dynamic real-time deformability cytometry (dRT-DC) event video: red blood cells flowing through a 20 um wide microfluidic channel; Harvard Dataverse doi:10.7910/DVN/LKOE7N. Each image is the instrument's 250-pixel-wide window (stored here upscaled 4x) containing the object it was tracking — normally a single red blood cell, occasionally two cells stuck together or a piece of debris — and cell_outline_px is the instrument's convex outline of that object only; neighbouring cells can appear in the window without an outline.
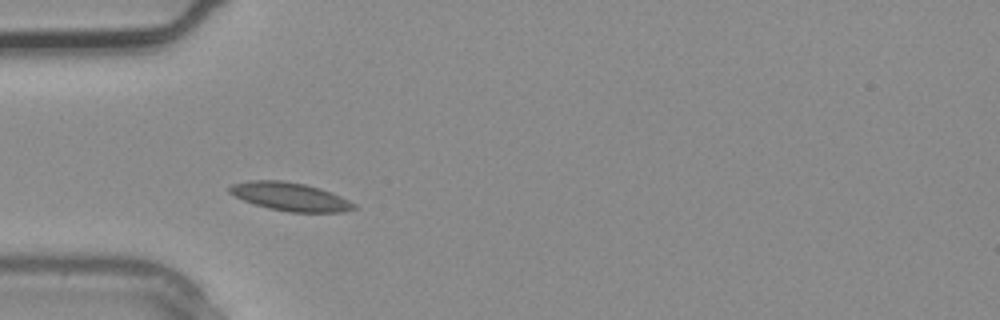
{"species": "common noctule bat (a hibernating species)", "species_latin": "Nyctalus noctula", "temperature_condition": "warm", "stored_images_in_passage": 1, "camera_frame_rate_fps": 3000, "um_per_image_px": 0.085, "animal": {"sex": "male", "body_mass_g": 20.4}, "frame": {"image": 1, "passage_image": 1, "time_ms": 0.0, "image_size_px": [1000, 320], "cell_outline_px": [[356, 208], [344, 212], [288, 212], [268, 208], [244, 200], [228, 192], [228, 188], [232, 184], [248, 180], [280, 180], [304, 184], [320, 188], [340, 196], [356, 204]], "centroid_in_image_um": [24.66, 16.71], "position_along_channel_um": 60.3, "area_um2": 20.4}}